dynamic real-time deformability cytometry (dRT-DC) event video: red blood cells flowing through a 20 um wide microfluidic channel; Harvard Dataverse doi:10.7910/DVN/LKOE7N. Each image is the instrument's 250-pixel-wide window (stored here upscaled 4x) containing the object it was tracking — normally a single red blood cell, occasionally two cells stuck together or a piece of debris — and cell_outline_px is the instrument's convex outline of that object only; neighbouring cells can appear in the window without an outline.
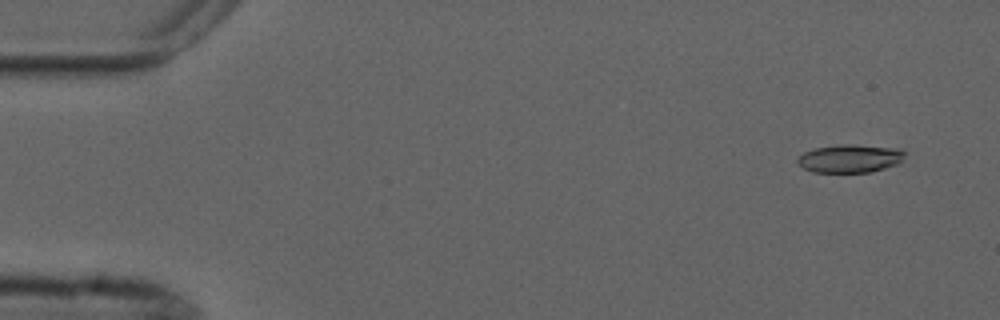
{"species": "common noctule bat (a hibernating species)", "species_latin": "Nyctalus noctula", "temperature_condition": "cold", "stored_images_in_passage": 4, "camera_frame_rate_fps": 3000, "um_per_image_px": 0.085, "animal": {"sex": "male", "forearm_length_mm": 52.5}, "frame": {"image": 1, "passage_image": 1, "time_ms": 0.0, "image_size_px": [1000, 320], "cell_outline_px": [[904, 156], [896, 164], [872, 172], [812, 172], [804, 168], [796, 160], [804, 152], [816, 148], [840, 144], [852, 144], [900, 148], [904, 152]], "centroid_in_image_um": [72.25, 13.46], "position_along_channel_um": 12.8, "area_um2": 17.46}}
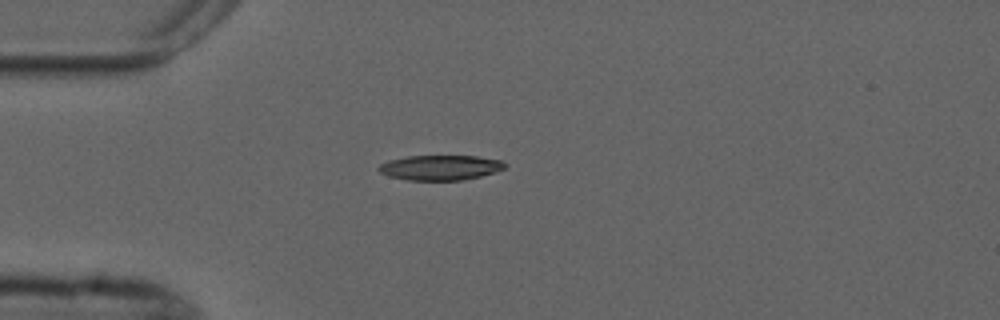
{"frame": {"image": 2, "passage_image": 4, "time_ms": 3.667, "image_size_px": [1000, 320], "cell_outline_px": [[508, 164], [504, 168], [480, 176], [464, 180], [408, 180], [388, 176], [380, 172], [376, 168], [380, 164], [388, 160], [408, 156], [476, 156], [504, 160]], "centroid_in_image_um": [37.42, 14.24], "position_along_channel_um": 47.6, "area_um2": 18.44}}